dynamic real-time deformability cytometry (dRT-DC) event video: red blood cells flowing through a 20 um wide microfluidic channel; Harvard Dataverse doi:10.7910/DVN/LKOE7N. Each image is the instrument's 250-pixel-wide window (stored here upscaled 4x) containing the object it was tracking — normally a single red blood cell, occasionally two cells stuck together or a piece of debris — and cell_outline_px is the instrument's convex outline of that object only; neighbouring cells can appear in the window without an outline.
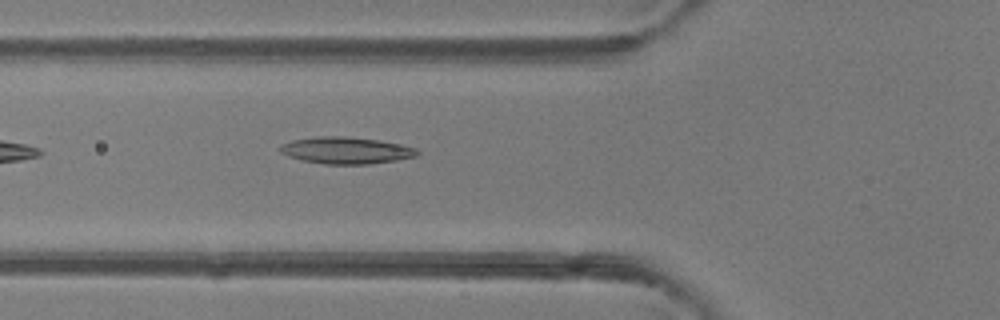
{"species": "common noctule bat (a hibernating species)", "species_latin": "Nyctalus noctula", "temperature_condition": "room temperature", "stored_images_in_passage": 10, "camera_frame_rate_fps": 3000, "um_per_image_px": 0.085, "animal": {"sex": "female"}, "frame": {"image": 1, "passage_image": 4, "time_ms": 1.0, "image_size_px": [1000, 320], "cell_outline_px": [[420, 152], [416, 156], [396, 160], [368, 164], [324, 164], [300, 160], [288, 156], [280, 152], [280, 144], [292, 140], [316, 136], [344, 136], [380, 140], [416, 148]], "centroid_in_image_um": [29.38, 12.78], "position_along_channel_um": 96.4, "area_um2": 21.44}}
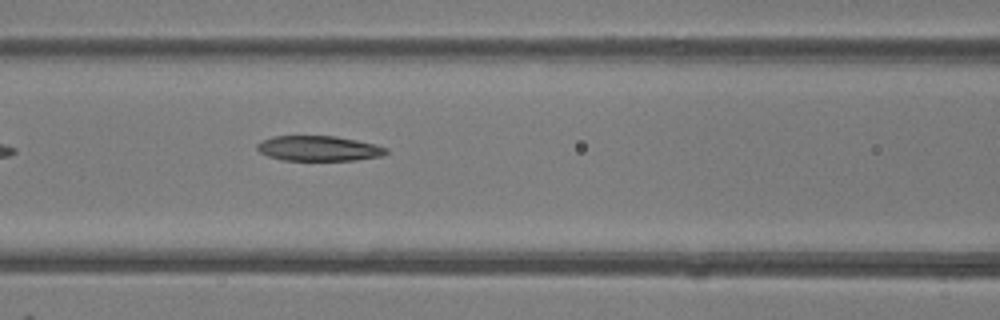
{"frame": {"image": 2, "passage_image": 7, "time_ms": 2.0, "image_size_px": [1000, 320], "cell_outline_px": [[388, 152], [384, 156], [356, 160], [280, 160], [268, 156], [260, 152], [256, 148], [256, 144], [272, 136], [336, 136], [356, 140], [388, 148]], "centroid_in_image_um": [27.09, 12.62], "position_along_channel_um": 139.5, "area_um2": 18.9}}